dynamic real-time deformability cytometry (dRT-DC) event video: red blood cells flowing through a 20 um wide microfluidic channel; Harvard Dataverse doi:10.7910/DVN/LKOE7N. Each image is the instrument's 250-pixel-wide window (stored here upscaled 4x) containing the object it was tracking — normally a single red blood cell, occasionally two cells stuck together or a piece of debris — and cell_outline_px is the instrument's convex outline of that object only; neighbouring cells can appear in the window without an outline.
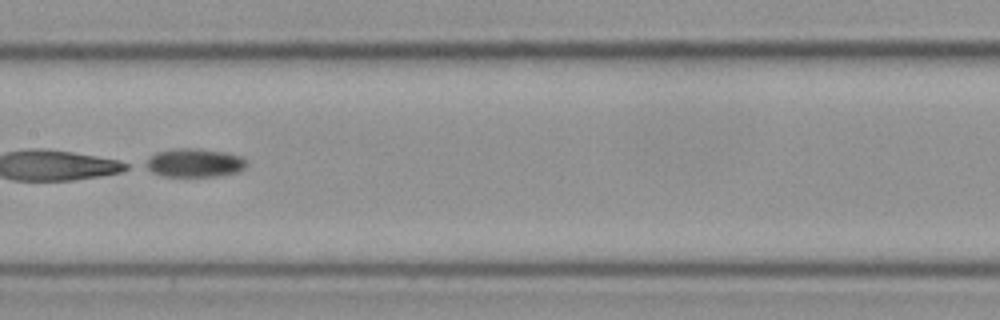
{"species": "Egyptian fruit bat (a non-hibernating species)", "species_latin": "Rousettus aegyptiacus", "temperature_condition": "cold", "stored_images_in_passage": 25, "segment_of_instrument_passage": [2, 2], "camera_frame_rate_fps": 3000, "um_per_image_px": 0.085, "frame": {"image": 1, "passage_image": 21, "time_ms": 6.667, "image_size_px": [1000, 320], "cell_outline_px": [[248, 164], [244, 168], [236, 172], [220, 176], [164, 176], [152, 172], [144, 168], [140, 164], [148, 156], [156, 152], [180, 148], [196, 148], [224, 152], [240, 156]], "centroid_in_image_um": [16.43, 13.84], "position_along_channel_um": 191.0, "area_um2": 16.99}}